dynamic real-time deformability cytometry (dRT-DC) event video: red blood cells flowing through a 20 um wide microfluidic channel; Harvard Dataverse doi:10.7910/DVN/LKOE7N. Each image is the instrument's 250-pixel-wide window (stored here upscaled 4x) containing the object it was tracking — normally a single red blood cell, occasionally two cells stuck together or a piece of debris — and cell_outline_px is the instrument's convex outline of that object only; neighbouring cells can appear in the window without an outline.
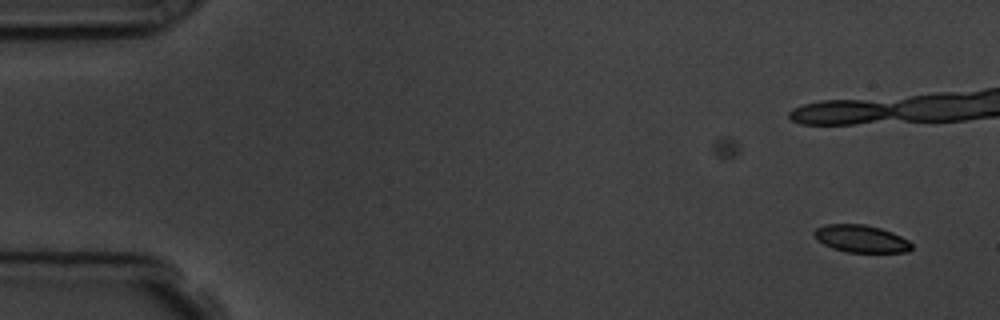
{"species": "common noctule bat (a hibernating species)", "species_latin": "Nyctalus noctula", "temperature_condition": "room temperature", "stored_images_in_passage": 2, "camera_frame_rate_fps": 3000, "um_per_image_px": 0.085, "animal": {"sex": "male", "body_mass_g": 19.5, "forearm_length_mm": 54.6}, "frame": {"image": 1, "passage_image": 2, "time_ms": 1.333, "image_size_px": [1000, 320], "cell_outline_px": [[912, 248], [908, 252], [848, 252], [832, 248], [824, 244], [812, 232], [816, 228], [824, 224], [864, 224], [880, 228], [892, 232], [908, 240], [912, 244]], "centroid_in_image_um": [73.2, 20.28], "position_along_channel_um": 11.8, "area_um2": 15.43}}